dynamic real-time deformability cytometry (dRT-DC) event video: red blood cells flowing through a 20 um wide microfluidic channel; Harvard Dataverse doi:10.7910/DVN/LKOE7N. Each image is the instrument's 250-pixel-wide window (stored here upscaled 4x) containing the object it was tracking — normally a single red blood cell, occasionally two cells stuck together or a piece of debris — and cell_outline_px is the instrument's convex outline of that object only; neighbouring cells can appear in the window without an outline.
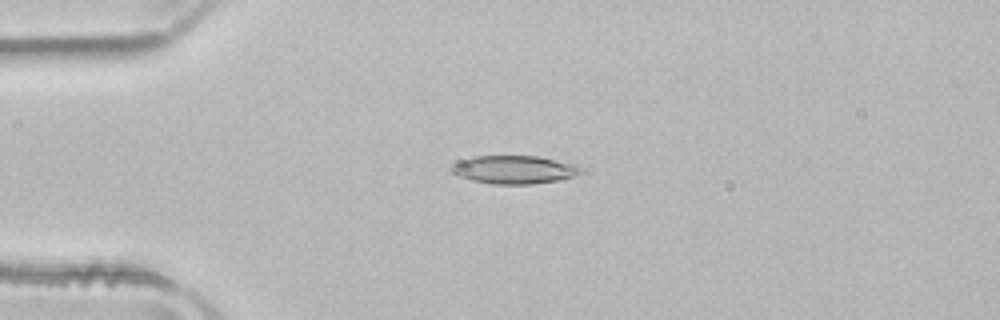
{"species": "common noctule bat (a hibernating species)", "species_latin": "Nyctalus noctula", "temperature_condition": "room temperature", "stored_images_in_passage": 36, "camera_frame_rate_fps": 3000, "um_per_image_px": 0.085, "animal": {"sex": "male", "body_mass_g": 21.5, "forearm_length_mm": 52.0}, "frame": {"image": 1, "passage_image": 3, "time_ms": 0.667, "image_size_px": [1000, 320], "cell_outline_px": [[584, 172], [560, 180], [532, 184], [492, 184], [472, 180], [448, 172], [448, 168], [452, 164], [472, 156], [540, 156], [580, 164], [584, 168]], "centroid_in_image_um": [43.75, 14.41], "position_along_channel_um": 41.3, "area_um2": 21.73}}
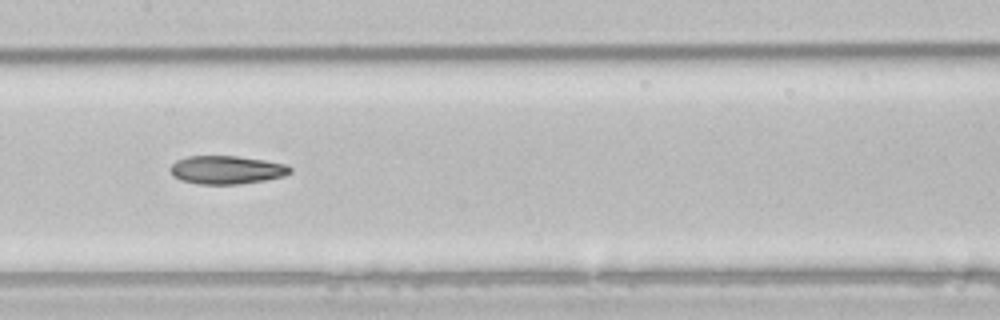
{"frame": {"image": 2, "passage_image": 16, "time_ms": 5.0, "image_size_px": [1000, 320], "cell_outline_px": [[292, 172], [284, 176], [264, 180], [240, 184], [196, 184], [180, 180], [172, 176], [168, 168], [176, 160], [188, 156], [236, 156], [264, 160], [288, 164], [292, 168]], "centroid_in_image_um": [19.24, 14.44], "position_along_channel_um": 188.2, "area_um2": 20.0}}
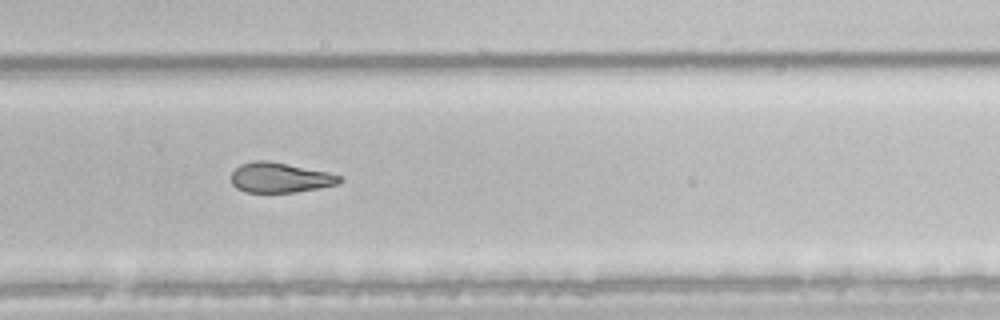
{"frame": {"image": 3, "passage_image": 25, "time_ms": 8.0, "image_size_px": [1000, 320], "cell_outline_px": [[344, 180], [336, 184], [320, 188], [292, 192], [244, 192], [236, 188], [232, 184], [232, 172], [240, 164], [256, 160], [268, 160], [328, 172], [340, 176]], "centroid_in_image_um": [23.78, 15.09], "position_along_channel_um": 306.0, "area_um2": 18.9}, "authors_computed_cell_mechanics": {"area_um2": 20.5768, "velocity_mm_per_s": 3.9514, "shape_relaxation_time_tau1_ms": 7.3747, "shape_relaxation_time_tau2_ms": 5.5956, "deformation_change_tau1": 0.191, "deformation_change_tau2": 0.1509}}